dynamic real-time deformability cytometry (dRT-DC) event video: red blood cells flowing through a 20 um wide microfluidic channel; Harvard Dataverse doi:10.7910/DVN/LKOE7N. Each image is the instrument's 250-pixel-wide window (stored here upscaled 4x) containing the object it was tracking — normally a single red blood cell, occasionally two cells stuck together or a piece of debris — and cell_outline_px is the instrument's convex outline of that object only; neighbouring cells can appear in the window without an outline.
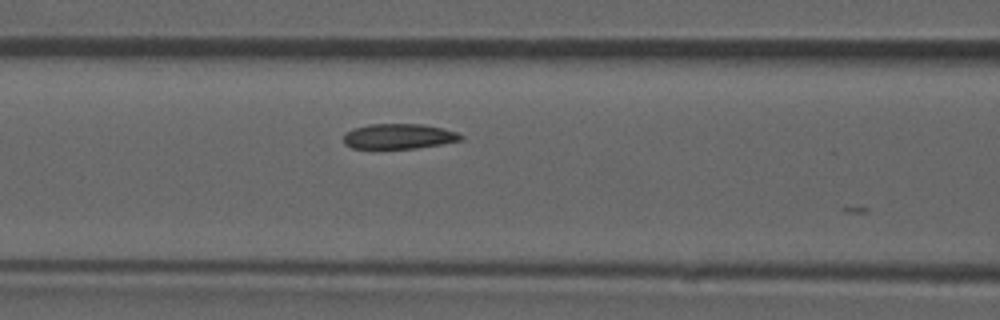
{"species": "common noctule bat (a hibernating species)", "species_latin": "Nyctalus noctula", "temperature_condition": "room temperature", "stored_images_in_passage": 7, "camera_frame_rate_fps": 3000, "um_per_image_px": 0.085, "animal": {"sex": "male", "forearm_length_mm": 52.5}, "frame": {"image": 1, "passage_image": 6, "time_ms": 1.667, "image_size_px": [1000, 320], "cell_outline_px": [[464, 140], [416, 148], [352, 148], [344, 144], [344, 136], [348, 132], [356, 128], [368, 124], [424, 124], [444, 128], [456, 132], [464, 136]], "centroid_in_image_um": [33.95, 11.58], "position_along_channel_um": 132.6, "area_um2": 17.11}}